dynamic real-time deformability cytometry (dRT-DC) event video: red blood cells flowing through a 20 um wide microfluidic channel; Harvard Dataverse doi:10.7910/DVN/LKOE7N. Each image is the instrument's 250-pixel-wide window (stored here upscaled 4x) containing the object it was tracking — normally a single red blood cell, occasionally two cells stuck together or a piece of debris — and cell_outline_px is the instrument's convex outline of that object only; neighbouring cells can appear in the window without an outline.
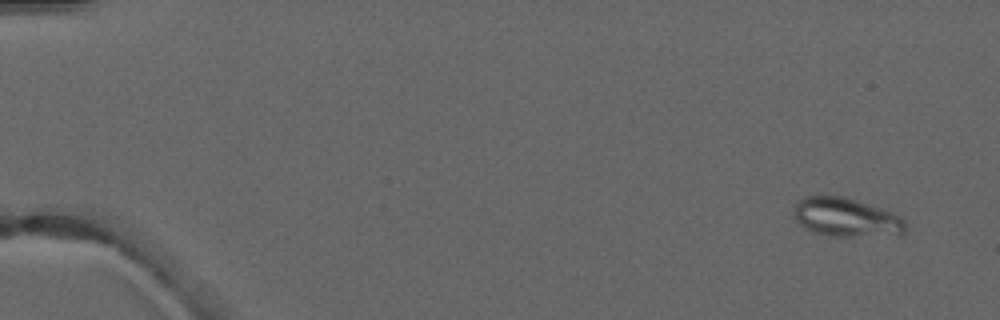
{"species": "common noctule bat (a hibernating species)", "species_latin": "Nyctalus noctula", "temperature_condition": "warm", "stored_images_in_passage": 5, "camera_frame_rate_fps": 3000, "um_per_image_px": 0.085, "animal": {"sex": "male", "forearm_length_mm": 52.5}, "frame": {"image": 1, "passage_image": 2, "time_ms": 1.0, "image_size_px": [1000, 320], "cell_outline_px": [[904, 236], [828, 236], [812, 232], [800, 224], [796, 220], [792, 212], [796, 204], [804, 196], [844, 196], [892, 212], [900, 216], [904, 220]], "centroid_in_image_um": [71.93, 18.5], "position_along_channel_um": 13.1, "area_um2": 25.43}}